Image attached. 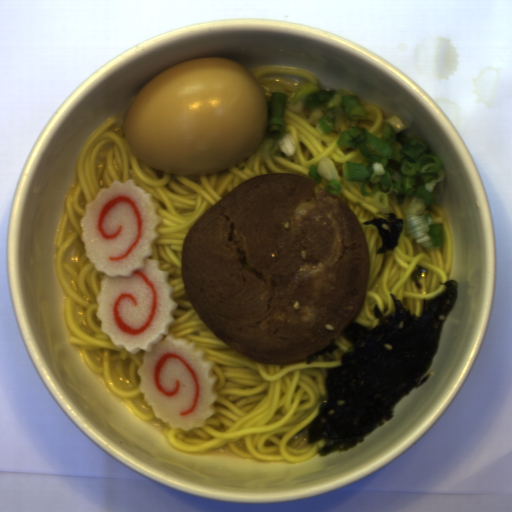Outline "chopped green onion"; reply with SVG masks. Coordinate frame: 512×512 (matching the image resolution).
Returning <instances> with one entry per match:
<instances>
[{"instance_id":"obj_1","label":"chopped green onion","mask_w":512,"mask_h":512,"mask_svg":"<svg viewBox=\"0 0 512 512\" xmlns=\"http://www.w3.org/2000/svg\"><path fill=\"white\" fill-rule=\"evenodd\" d=\"M407 124L397 115L383 120L379 137L365 127L340 133L336 145L358 149L365 162H344L346 182H361L360 193L372 197L373 205L388 213L395 196L405 218V233L417 245L434 250L445 243L443 223H434L423 213L436 197L435 186L445 177L442 158L426 141L407 137Z\"/></svg>"},{"instance_id":"obj_2","label":"chopped green onion","mask_w":512,"mask_h":512,"mask_svg":"<svg viewBox=\"0 0 512 512\" xmlns=\"http://www.w3.org/2000/svg\"><path fill=\"white\" fill-rule=\"evenodd\" d=\"M288 110L307 118L320 135L338 130L345 121L353 123L366 116L351 90L322 89L311 83L293 91Z\"/></svg>"},{"instance_id":"obj_3","label":"chopped green onion","mask_w":512,"mask_h":512,"mask_svg":"<svg viewBox=\"0 0 512 512\" xmlns=\"http://www.w3.org/2000/svg\"><path fill=\"white\" fill-rule=\"evenodd\" d=\"M289 97L281 91L271 92L266 103V129L261 145L257 148L260 159L269 157L290 158L296 152L292 135L286 131L284 113Z\"/></svg>"},{"instance_id":"obj_4","label":"chopped green onion","mask_w":512,"mask_h":512,"mask_svg":"<svg viewBox=\"0 0 512 512\" xmlns=\"http://www.w3.org/2000/svg\"><path fill=\"white\" fill-rule=\"evenodd\" d=\"M306 178L315 181L317 184L323 183V179H325L324 189L336 197L339 192H343L339 170L330 157H321L319 162L309 165Z\"/></svg>"}]
</instances>
